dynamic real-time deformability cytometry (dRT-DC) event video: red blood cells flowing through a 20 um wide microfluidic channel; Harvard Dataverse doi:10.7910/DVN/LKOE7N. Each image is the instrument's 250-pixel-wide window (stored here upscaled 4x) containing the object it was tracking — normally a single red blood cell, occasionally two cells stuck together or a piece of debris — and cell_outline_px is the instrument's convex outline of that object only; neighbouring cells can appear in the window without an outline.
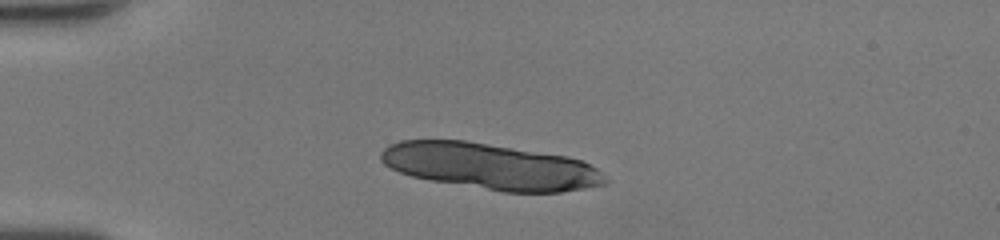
{"species": "human", "species_latin": "Homo sapiens", "temperature_condition": "room temperature", "stored_images_in_passage": 37, "camera_frame_rate_fps": 3000, "um_per_image_px": 0.085, "donor": {"sex": "female"}, "frame": {"image": 1, "passage_image": 6, "time_ms": 1.667, "image_size_px": [1000, 240], "cell_outline_px": [[608, 180], [604, 184], [584, 188], [560, 192], [504, 192], [432, 180], [412, 176], [400, 172], [384, 164], [380, 160], [380, 152], [388, 144], [400, 140], [464, 140], [568, 156], [580, 160], [596, 168]], "centroid_in_image_um": [41.65, 14.13], "position_along_channel_um": 43.3, "area_um2": 59.88}}
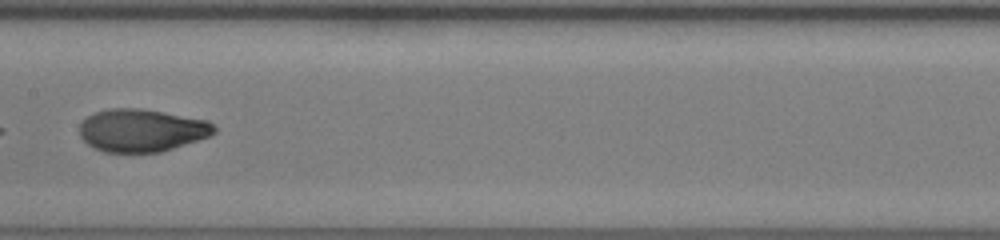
{"frame": {"image": 2, "passage_image": 20, "time_ms": 6.333, "image_size_px": [1000, 240], "cell_outline_px": [[216, 132], [208, 136], [160, 152], [104, 152], [88, 144], [80, 136], [80, 124], [88, 116], [96, 112], [108, 108], [140, 108], [164, 112], [208, 120], [216, 128]], "centroid_in_image_um": [12.03, 11.07], "position_along_channel_um": 195.4, "area_um2": 33.23}}
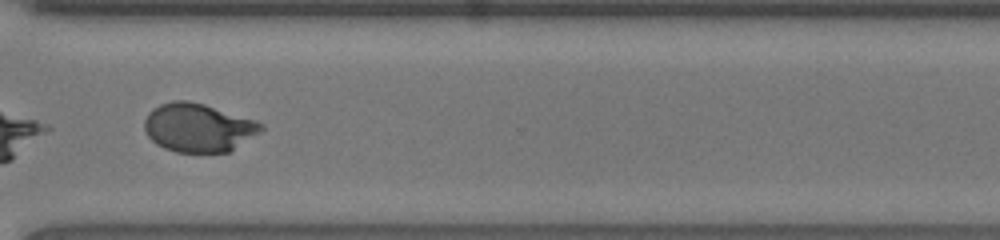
{"frame": {"image": 3, "passage_image": 31, "time_ms": 10.0, "image_size_px": [1000, 240], "cell_outline_px": [[264, 128], [260, 132], [228, 152], [176, 152], [164, 148], [156, 144], [148, 136], [144, 128], [144, 120], [148, 112], [152, 108], [160, 104], [172, 100], [188, 100], [204, 104], [256, 120], [264, 124]], "centroid_in_image_um": [16.83, 10.83], "position_along_channel_um": 353.8, "area_um2": 33.06}, "authors_computed_cell_mechanics": {"area_um2": 33.7552, "velocity_mm_per_s": 4.3052, "shape_relaxation_time_tau1_ms": 1.5488, "shape_relaxation_time_tau2_ms": 1.1063, "deformation_change_tau1": 0.3456, "deformation_change_tau2": 0.055}}